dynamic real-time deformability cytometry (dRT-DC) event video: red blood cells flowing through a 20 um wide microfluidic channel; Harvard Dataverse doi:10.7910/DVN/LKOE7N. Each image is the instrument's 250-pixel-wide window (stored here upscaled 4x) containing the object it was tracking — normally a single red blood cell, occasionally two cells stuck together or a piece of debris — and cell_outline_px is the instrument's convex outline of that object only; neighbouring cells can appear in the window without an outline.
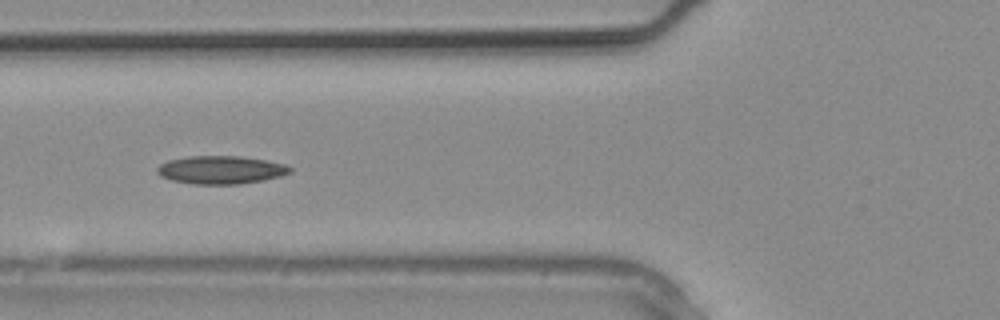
{"species": "common noctule bat (a hibernating species)", "species_latin": "Nyctalus noctula", "temperature_condition": "warm", "stored_images_in_passage": 7, "camera_frame_rate_fps": 3000, "um_per_image_px": 0.085, "animal": {"sex": "male", "body_mass_g": 20.4}, "frame": {"image": 1, "passage_image": 4, "time_ms": 1.0, "image_size_px": [1000, 320], "cell_outline_px": [[292, 172], [280, 176], [264, 180], [240, 184], [192, 184], [172, 180], [160, 176], [156, 172], [156, 168], [160, 164], [168, 160], [188, 156], [240, 156], [264, 160], [284, 164], [292, 168]], "centroid_in_image_um": [18.75, 14.44], "position_along_channel_um": 107.1, "area_um2": 21.79}}